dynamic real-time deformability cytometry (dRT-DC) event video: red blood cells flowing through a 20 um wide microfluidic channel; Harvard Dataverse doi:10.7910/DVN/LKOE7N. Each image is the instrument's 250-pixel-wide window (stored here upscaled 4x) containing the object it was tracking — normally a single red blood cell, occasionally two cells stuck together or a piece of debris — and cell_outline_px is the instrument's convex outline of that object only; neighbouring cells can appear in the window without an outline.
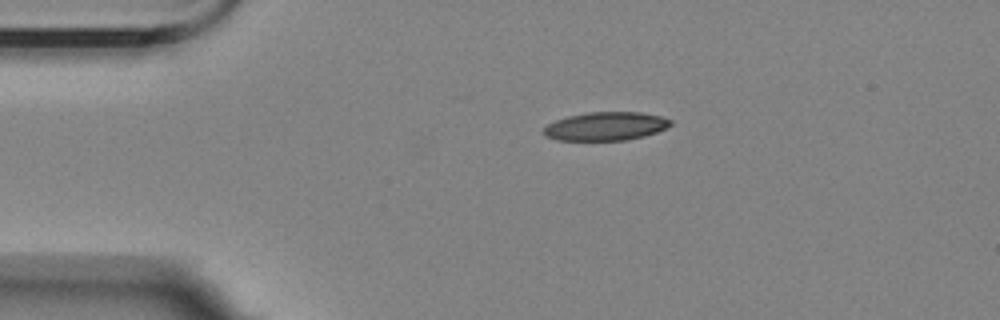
{"species": "Egyptian fruit bat (a non-hibernating species)", "species_latin": "Rousettus aegyptiacus", "temperature_condition": "room temperature", "stored_images_in_passage": 46, "camera_frame_rate_fps": 3000, "um_per_image_px": 0.085, "animal": {"sex": "female"}, "frame": {"image": 1, "passage_image": 1, "time_ms": 0.0, "image_size_px": [1000, 320], "cell_outline_px": [[672, 124], [656, 132], [644, 136], [624, 140], [556, 140], [544, 136], [544, 128], [548, 124], [556, 120], [568, 116], [588, 112], [640, 112], [660, 116], [672, 120]], "centroid_in_image_um": [51.47, 10.73], "position_along_channel_um": 33.5, "area_um2": 20.92}}
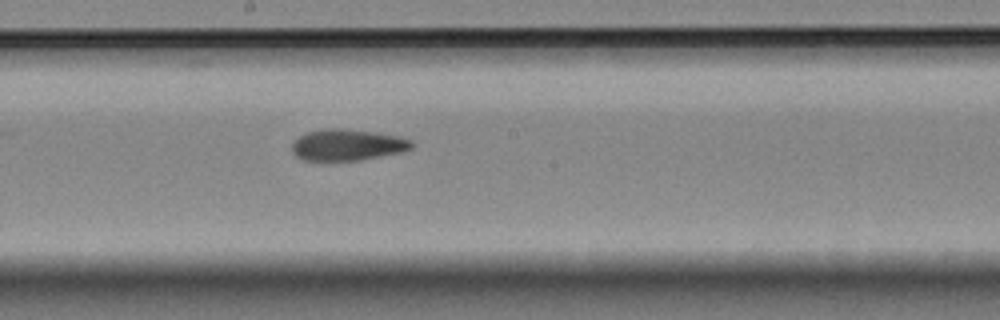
{"frame": {"image": 2, "passage_image": 20, "time_ms": 6.333, "image_size_px": [1000, 320], "cell_outline_px": [[412, 148], [400, 152], [360, 160], [304, 160], [296, 156], [292, 152], [292, 144], [300, 136], [308, 132], [324, 128], [340, 128], [376, 132], [400, 136], [412, 140]], "centroid_in_image_um": [29.54, 12.3], "position_along_channel_um": 218.7, "area_um2": 21.73}}
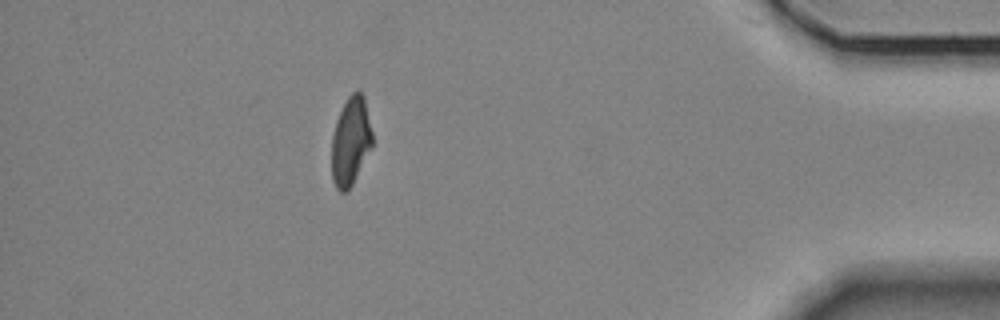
{"frame": {"image": 3, "passage_image": 40, "time_ms": 13.0, "image_size_px": [1000, 320], "cell_outline_px": [[372, 148], [352, 184], [344, 192], [340, 192], [336, 188], [332, 180], [332, 136], [336, 120], [348, 96], [352, 92], [360, 92], [364, 96], [372, 132]], "centroid_in_image_um": [29.81, 12.01], "position_along_channel_um": 405.4, "area_um2": 20.81}, "authors_computed_cell_mechanics": {"area_um2": 22.1952, "velocity_mm_per_s": 3.5194, "shape_relaxation_time_tau1_ms": 7.8501, "shape_relaxation_time_tau2_ms": 3.0455, "deformation_change_tau1": 0.1893, "deformation_change_tau2": 0.0941}}